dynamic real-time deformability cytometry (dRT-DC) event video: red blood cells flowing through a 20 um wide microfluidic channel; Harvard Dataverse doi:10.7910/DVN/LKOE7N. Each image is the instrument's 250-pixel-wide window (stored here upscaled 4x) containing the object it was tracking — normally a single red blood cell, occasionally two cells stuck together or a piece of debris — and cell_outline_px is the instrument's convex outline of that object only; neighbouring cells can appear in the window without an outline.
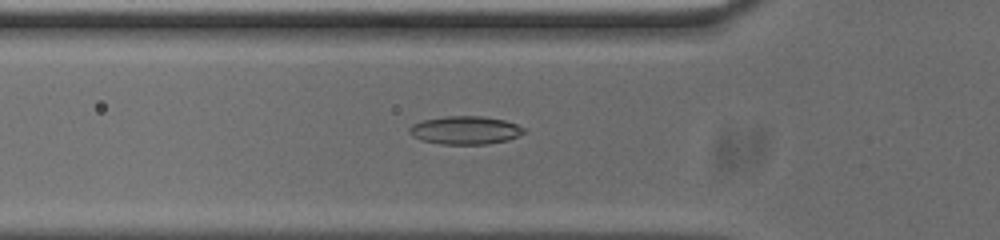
{"species": "common noctule bat (a hibernating species)", "species_latin": "Nyctalus noctula", "temperature_condition": "cold", "stored_images_in_passage": 53, "camera_frame_rate_fps": 3000, "um_per_image_px": 0.085, "animal": {"sex": "male", "body_mass_g": 20.0, "forearm_length_mm": 53.3}, "frame": {"image": 1, "passage_image": 17, "time_ms": 5.333, "image_size_px": [1000, 240], "cell_outline_px": [[524, 132], [520, 136], [508, 140], [488, 144], [440, 144], [420, 140], [412, 136], [408, 132], [408, 128], [412, 124], [424, 120], [444, 116], [484, 116], [504, 120], [516, 124], [524, 128]], "centroid_in_image_um": [39.53, 11.07], "position_along_channel_um": 86.3, "area_um2": 18.96}}
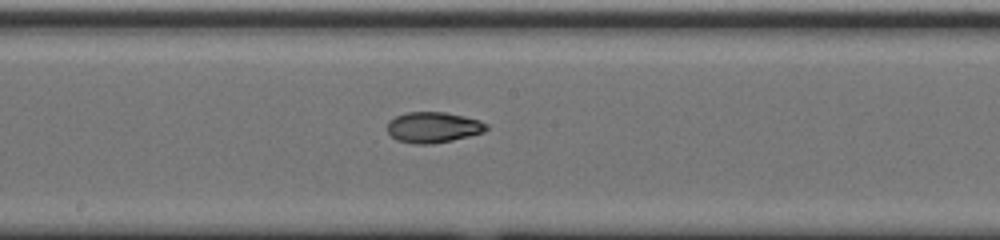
{"frame": {"image": 2, "passage_image": 27, "time_ms": 8.667, "image_size_px": [1000, 240], "cell_outline_px": [[488, 128], [484, 132], [452, 140], [432, 144], [416, 144], [396, 140], [388, 132], [388, 120], [396, 116], [408, 112], [444, 112], [464, 116], [480, 120], [488, 124]], "centroid_in_image_um": [36.83, 10.82], "position_along_channel_um": 211.4, "area_um2": 17.74}}
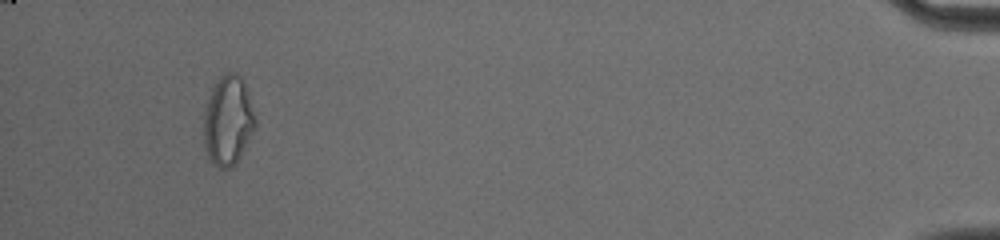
{"frame": {"image": 3, "passage_image": 50, "time_ms": 16.333, "image_size_px": [1000, 240], "cell_outline_px": [[256, 124], [236, 164], [228, 168], [220, 168], [212, 164], [204, 148], [204, 116], [208, 100], [212, 88], [216, 80], [220, 76], [228, 72], [236, 72], [240, 76], [244, 84], [256, 120]], "centroid_in_image_um": [19.36, 10.27], "position_along_channel_um": 415.8, "area_um2": 26.47}, "authors_computed_cell_mechanics": {"area_um2": 18.3804, "velocity_mm_per_s": 3.7432, "shape_relaxation_time_tau1_ms": null, "shape_relaxation_time_tau2_ms": 4.235, "deformation_change_tau1": null, "deformation_change_tau2": 0.0966}}